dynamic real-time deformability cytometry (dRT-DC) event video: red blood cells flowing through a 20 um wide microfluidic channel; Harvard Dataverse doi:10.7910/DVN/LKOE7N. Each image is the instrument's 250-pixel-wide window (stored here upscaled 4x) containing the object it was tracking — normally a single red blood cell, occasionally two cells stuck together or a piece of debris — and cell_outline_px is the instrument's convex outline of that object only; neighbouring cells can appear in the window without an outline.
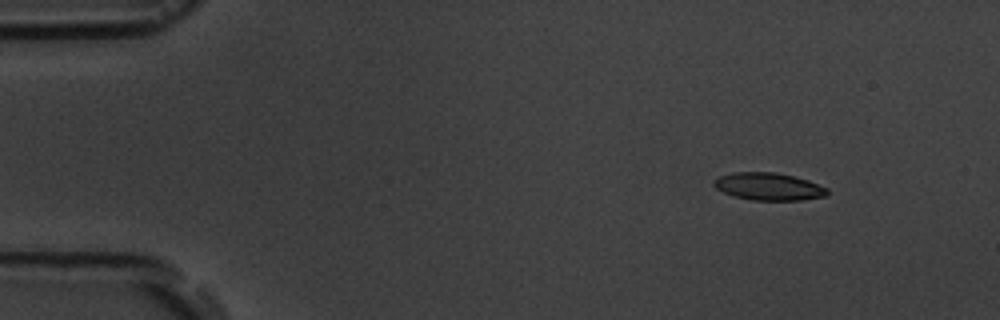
{"species": "common noctule bat (a hibernating species)", "species_latin": "Nyctalus noctula", "temperature_condition": "room temperature", "stored_images_in_passage": 4, "camera_frame_rate_fps": 3000, "um_per_image_px": 0.085, "animal": {"sex": "male", "body_mass_g": 19.5, "forearm_length_mm": 54.6}, "frame": {"image": 1, "passage_image": 1, "time_ms": 0.0, "image_size_px": [1000, 320], "cell_outline_px": [[828, 192], [824, 196], [800, 200], [752, 200], [732, 196], [716, 188], [712, 184], [712, 180], [720, 176], [732, 172], [776, 172], [808, 180], [828, 188]], "centroid_in_image_um": [65.29, 15.85], "position_along_channel_um": 19.7, "area_um2": 18.15}}
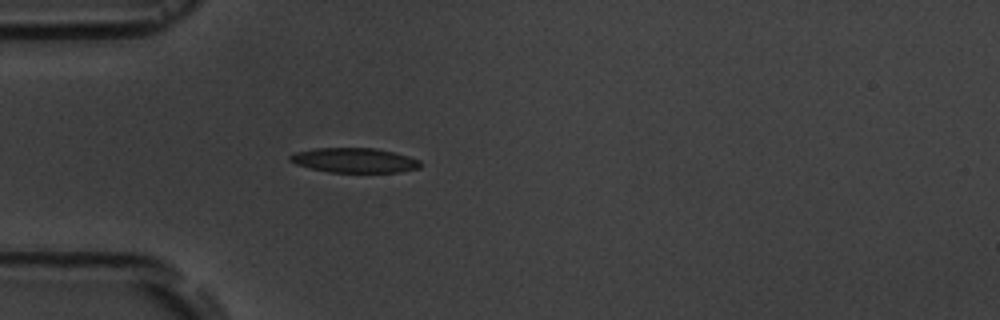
{"frame": {"image": 2, "passage_image": 4, "time_ms": 3.333, "image_size_px": [1000, 320], "cell_outline_px": [[420, 168], [400, 172], [328, 172], [296, 164], [288, 160], [288, 156], [296, 152], [312, 148], [376, 148], [408, 156], [420, 160]], "centroid_in_image_um": [30.11, 13.62], "position_along_channel_um": 54.9, "area_um2": 18.73}}